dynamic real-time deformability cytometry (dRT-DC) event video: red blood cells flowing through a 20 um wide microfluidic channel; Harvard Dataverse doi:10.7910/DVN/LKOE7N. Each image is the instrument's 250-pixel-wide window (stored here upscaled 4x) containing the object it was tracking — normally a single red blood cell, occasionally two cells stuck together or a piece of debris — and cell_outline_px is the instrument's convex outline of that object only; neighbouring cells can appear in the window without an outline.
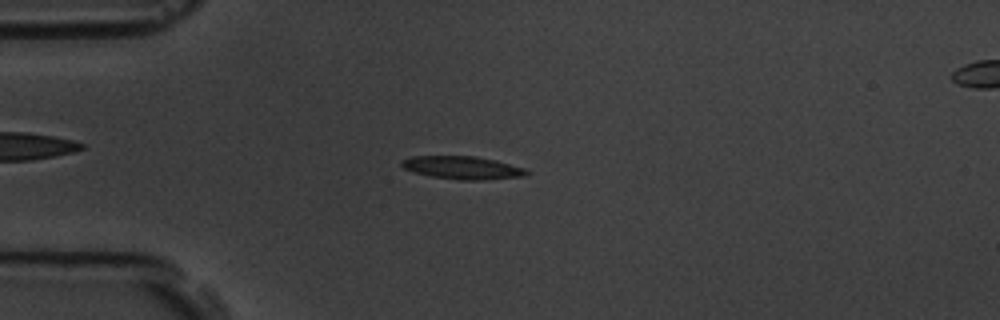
{"species": "common noctule bat (a hibernating species)", "species_latin": "Nyctalus noctula", "temperature_condition": "room temperature", "stored_images_in_passage": 4, "segment_of_instrument_passage": [1, 2], "camera_frame_rate_fps": 3000, "um_per_image_px": 0.085, "animal": {"sex": "male", "body_mass_g": 19.5, "forearm_length_mm": 54.6}, "frame": {"image": 1, "passage_image": 3, "time_ms": 2.0, "image_size_px": [1000, 320], "cell_outline_px": [[528, 176], [484, 180], [460, 180], [432, 176], [416, 172], [404, 168], [400, 164], [400, 160], [412, 156], [476, 156], [496, 160], [524, 168], [528, 172]], "centroid_in_image_um": [39.33, 14.25], "position_along_channel_um": 45.7, "area_um2": 16.7}}